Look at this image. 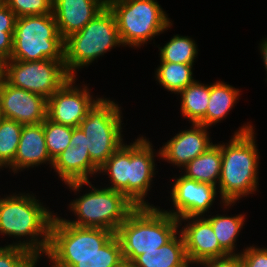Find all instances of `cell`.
I'll list each match as a JSON object with an SVG mask.
<instances>
[{
    "label": "cell",
    "mask_w": 267,
    "mask_h": 267,
    "mask_svg": "<svg viewBox=\"0 0 267 267\" xmlns=\"http://www.w3.org/2000/svg\"><path fill=\"white\" fill-rule=\"evenodd\" d=\"M40 201L29 192H15L0 198V235L18 238L19 241L16 239L7 246L22 247L38 259L48 250L50 228L55 216Z\"/></svg>",
    "instance_id": "obj_2"
},
{
    "label": "cell",
    "mask_w": 267,
    "mask_h": 267,
    "mask_svg": "<svg viewBox=\"0 0 267 267\" xmlns=\"http://www.w3.org/2000/svg\"><path fill=\"white\" fill-rule=\"evenodd\" d=\"M23 124L9 118L0 123V169L9 168L15 158Z\"/></svg>",
    "instance_id": "obj_29"
},
{
    "label": "cell",
    "mask_w": 267,
    "mask_h": 267,
    "mask_svg": "<svg viewBox=\"0 0 267 267\" xmlns=\"http://www.w3.org/2000/svg\"><path fill=\"white\" fill-rule=\"evenodd\" d=\"M75 80L77 77H71L47 99V118L54 123L73 128L79 127L88 111L101 98H93L91 89L85 84L78 87Z\"/></svg>",
    "instance_id": "obj_11"
},
{
    "label": "cell",
    "mask_w": 267,
    "mask_h": 267,
    "mask_svg": "<svg viewBox=\"0 0 267 267\" xmlns=\"http://www.w3.org/2000/svg\"><path fill=\"white\" fill-rule=\"evenodd\" d=\"M251 122L240 126L228 143H221L222 166L217 189L227 210L242 197L255 194L259 180V153Z\"/></svg>",
    "instance_id": "obj_1"
},
{
    "label": "cell",
    "mask_w": 267,
    "mask_h": 267,
    "mask_svg": "<svg viewBox=\"0 0 267 267\" xmlns=\"http://www.w3.org/2000/svg\"><path fill=\"white\" fill-rule=\"evenodd\" d=\"M178 220L181 226L179 231L183 236L186 256L191 267L204 260L229 255L220 246L211 223L204 216L184 217Z\"/></svg>",
    "instance_id": "obj_14"
},
{
    "label": "cell",
    "mask_w": 267,
    "mask_h": 267,
    "mask_svg": "<svg viewBox=\"0 0 267 267\" xmlns=\"http://www.w3.org/2000/svg\"><path fill=\"white\" fill-rule=\"evenodd\" d=\"M4 3V0H0V6Z\"/></svg>",
    "instance_id": "obj_41"
},
{
    "label": "cell",
    "mask_w": 267,
    "mask_h": 267,
    "mask_svg": "<svg viewBox=\"0 0 267 267\" xmlns=\"http://www.w3.org/2000/svg\"><path fill=\"white\" fill-rule=\"evenodd\" d=\"M121 115L119 104L110 98H100L79 127L73 128L70 146L88 150L91 161L100 168L125 143Z\"/></svg>",
    "instance_id": "obj_3"
},
{
    "label": "cell",
    "mask_w": 267,
    "mask_h": 267,
    "mask_svg": "<svg viewBox=\"0 0 267 267\" xmlns=\"http://www.w3.org/2000/svg\"><path fill=\"white\" fill-rule=\"evenodd\" d=\"M260 43H259V50L261 53V58H263L265 70L267 71V38H265L264 40L262 39V41Z\"/></svg>",
    "instance_id": "obj_37"
},
{
    "label": "cell",
    "mask_w": 267,
    "mask_h": 267,
    "mask_svg": "<svg viewBox=\"0 0 267 267\" xmlns=\"http://www.w3.org/2000/svg\"><path fill=\"white\" fill-rule=\"evenodd\" d=\"M115 267H135L133 262L127 261V260H122L117 266Z\"/></svg>",
    "instance_id": "obj_38"
},
{
    "label": "cell",
    "mask_w": 267,
    "mask_h": 267,
    "mask_svg": "<svg viewBox=\"0 0 267 267\" xmlns=\"http://www.w3.org/2000/svg\"><path fill=\"white\" fill-rule=\"evenodd\" d=\"M115 232L101 228L77 227L63 217L54 216L50 228V241L45 256L95 255Z\"/></svg>",
    "instance_id": "obj_10"
},
{
    "label": "cell",
    "mask_w": 267,
    "mask_h": 267,
    "mask_svg": "<svg viewBox=\"0 0 267 267\" xmlns=\"http://www.w3.org/2000/svg\"><path fill=\"white\" fill-rule=\"evenodd\" d=\"M17 16L3 3L0 6V52L9 59L13 50V31L15 29Z\"/></svg>",
    "instance_id": "obj_32"
},
{
    "label": "cell",
    "mask_w": 267,
    "mask_h": 267,
    "mask_svg": "<svg viewBox=\"0 0 267 267\" xmlns=\"http://www.w3.org/2000/svg\"><path fill=\"white\" fill-rule=\"evenodd\" d=\"M53 165L46 147L43 123L23 125L20 142L10 172L18 173L40 165Z\"/></svg>",
    "instance_id": "obj_18"
},
{
    "label": "cell",
    "mask_w": 267,
    "mask_h": 267,
    "mask_svg": "<svg viewBox=\"0 0 267 267\" xmlns=\"http://www.w3.org/2000/svg\"><path fill=\"white\" fill-rule=\"evenodd\" d=\"M0 106L4 118L23 125L43 123L47 118V99L41 95L0 83Z\"/></svg>",
    "instance_id": "obj_15"
},
{
    "label": "cell",
    "mask_w": 267,
    "mask_h": 267,
    "mask_svg": "<svg viewBox=\"0 0 267 267\" xmlns=\"http://www.w3.org/2000/svg\"><path fill=\"white\" fill-rule=\"evenodd\" d=\"M71 77L64 60L20 61L9 59L5 81L13 87L25 89L48 99Z\"/></svg>",
    "instance_id": "obj_9"
},
{
    "label": "cell",
    "mask_w": 267,
    "mask_h": 267,
    "mask_svg": "<svg viewBox=\"0 0 267 267\" xmlns=\"http://www.w3.org/2000/svg\"><path fill=\"white\" fill-rule=\"evenodd\" d=\"M179 220L155 206L136 207L115 233L123 259L133 262L138 256L160 248L179 232Z\"/></svg>",
    "instance_id": "obj_4"
},
{
    "label": "cell",
    "mask_w": 267,
    "mask_h": 267,
    "mask_svg": "<svg viewBox=\"0 0 267 267\" xmlns=\"http://www.w3.org/2000/svg\"><path fill=\"white\" fill-rule=\"evenodd\" d=\"M208 129L202 124L192 123L189 129L181 130L159 147L160 159L179 168L185 167L213 145Z\"/></svg>",
    "instance_id": "obj_16"
},
{
    "label": "cell",
    "mask_w": 267,
    "mask_h": 267,
    "mask_svg": "<svg viewBox=\"0 0 267 267\" xmlns=\"http://www.w3.org/2000/svg\"><path fill=\"white\" fill-rule=\"evenodd\" d=\"M170 189L172 210H164L174 218L204 216L215 202L218 194L217 186L197 182L183 175L173 179Z\"/></svg>",
    "instance_id": "obj_13"
},
{
    "label": "cell",
    "mask_w": 267,
    "mask_h": 267,
    "mask_svg": "<svg viewBox=\"0 0 267 267\" xmlns=\"http://www.w3.org/2000/svg\"><path fill=\"white\" fill-rule=\"evenodd\" d=\"M45 141L50 158L54 161L68 146L73 127L52 122L48 118L43 122Z\"/></svg>",
    "instance_id": "obj_30"
},
{
    "label": "cell",
    "mask_w": 267,
    "mask_h": 267,
    "mask_svg": "<svg viewBox=\"0 0 267 267\" xmlns=\"http://www.w3.org/2000/svg\"><path fill=\"white\" fill-rule=\"evenodd\" d=\"M107 175L109 189L122 192L129 199V145L124 143L99 168L98 174Z\"/></svg>",
    "instance_id": "obj_25"
},
{
    "label": "cell",
    "mask_w": 267,
    "mask_h": 267,
    "mask_svg": "<svg viewBox=\"0 0 267 267\" xmlns=\"http://www.w3.org/2000/svg\"><path fill=\"white\" fill-rule=\"evenodd\" d=\"M52 13L63 40L79 32L106 6L101 0H53Z\"/></svg>",
    "instance_id": "obj_17"
},
{
    "label": "cell",
    "mask_w": 267,
    "mask_h": 267,
    "mask_svg": "<svg viewBox=\"0 0 267 267\" xmlns=\"http://www.w3.org/2000/svg\"><path fill=\"white\" fill-rule=\"evenodd\" d=\"M101 1L105 6H109L113 2H116V1H119V0H101Z\"/></svg>",
    "instance_id": "obj_39"
},
{
    "label": "cell",
    "mask_w": 267,
    "mask_h": 267,
    "mask_svg": "<svg viewBox=\"0 0 267 267\" xmlns=\"http://www.w3.org/2000/svg\"><path fill=\"white\" fill-rule=\"evenodd\" d=\"M213 228V231L219 241L220 246L228 253V254H240L237 253L236 249V241L240 235L241 229L244 226L245 214H237L234 216H224L223 214L216 215H204ZM236 243V244H235Z\"/></svg>",
    "instance_id": "obj_26"
},
{
    "label": "cell",
    "mask_w": 267,
    "mask_h": 267,
    "mask_svg": "<svg viewBox=\"0 0 267 267\" xmlns=\"http://www.w3.org/2000/svg\"><path fill=\"white\" fill-rule=\"evenodd\" d=\"M39 259L17 246H0V267H36Z\"/></svg>",
    "instance_id": "obj_31"
},
{
    "label": "cell",
    "mask_w": 267,
    "mask_h": 267,
    "mask_svg": "<svg viewBox=\"0 0 267 267\" xmlns=\"http://www.w3.org/2000/svg\"><path fill=\"white\" fill-rule=\"evenodd\" d=\"M154 74L161 87L174 94L195 81L191 64L160 62Z\"/></svg>",
    "instance_id": "obj_27"
},
{
    "label": "cell",
    "mask_w": 267,
    "mask_h": 267,
    "mask_svg": "<svg viewBox=\"0 0 267 267\" xmlns=\"http://www.w3.org/2000/svg\"><path fill=\"white\" fill-rule=\"evenodd\" d=\"M3 118H4L3 117V113H2V110H1V106H0V123H1V121H2Z\"/></svg>",
    "instance_id": "obj_40"
},
{
    "label": "cell",
    "mask_w": 267,
    "mask_h": 267,
    "mask_svg": "<svg viewBox=\"0 0 267 267\" xmlns=\"http://www.w3.org/2000/svg\"><path fill=\"white\" fill-rule=\"evenodd\" d=\"M12 36V60H64V40L53 13L17 18Z\"/></svg>",
    "instance_id": "obj_8"
},
{
    "label": "cell",
    "mask_w": 267,
    "mask_h": 267,
    "mask_svg": "<svg viewBox=\"0 0 267 267\" xmlns=\"http://www.w3.org/2000/svg\"><path fill=\"white\" fill-rule=\"evenodd\" d=\"M221 166V143H215L201 155L190 161L181 171L184 170L183 176L189 179L218 186Z\"/></svg>",
    "instance_id": "obj_22"
},
{
    "label": "cell",
    "mask_w": 267,
    "mask_h": 267,
    "mask_svg": "<svg viewBox=\"0 0 267 267\" xmlns=\"http://www.w3.org/2000/svg\"><path fill=\"white\" fill-rule=\"evenodd\" d=\"M196 43L189 36L173 35L164 46H158L160 62L194 65V60L198 56L199 51Z\"/></svg>",
    "instance_id": "obj_28"
},
{
    "label": "cell",
    "mask_w": 267,
    "mask_h": 267,
    "mask_svg": "<svg viewBox=\"0 0 267 267\" xmlns=\"http://www.w3.org/2000/svg\"><path fill=\"white\" fill-rule=\"evenodd\" d=\"M243 267H267V248L247 246L239 252Z\"/></svg>",
    "instance_id": "obj_34"
},
{
    "label": "cell",
    "mask_w": 267,
    "mask_h": 267,
    "mask_svg": "<svg viewBox=\"0 0 267 267\" xmlns=\"http://www.w3.org/2000/svg\"><path fill=\"white\" fill-rule=\"evenodd\" d=\"M9 58L0 52V83L6 79Z\"/></svg>",
    "instance_id": "obj_36"
},
{
    "label": "cell",
    "mask_w": 267,
    "mask_h": 267,
    "mask_svg": "<svg viewBox=\"0 0 267 267\" xmlns=\"http://www.w3.org/2000/svg\"><path fill=\"white\" fill-rule=\"evenodd\" d=\"M201 267H243L240 254H229L224 257L208 259L196 263Z\"/></svg>",
    "instance_id": "obj_35"
},
{
    "label": "cell",
    "mask_w": 267,
    "mask_h": 267,
    "mask_svg": "<svg viewBox=\"0 0 267 267\" xmlns=\"http://www.w3.org/2000/svg\"><path fill=\"white\" fill-rule=\"evenodd\" d=\"M74 193H80L83 186L90 190L69 204L70 212L76 220L63 218L67 223L84 228H101L117 232L119 226L128 215L137 207L122 192L108 187H94L91 181L72 182L65 184Z\"/></svg>",
    "instance_id": "obj_5"
},
{
    "label": "cell",
    "mask_w": 267,
    "mask_h": 267,
    "mask_svg": "<svg viewBox=\"0 0 267 267\" xmlns=\"http://www.w3.org/2000/svg\"><path fill=\"white\" fill-rule=\"evenodd\" d=\"M50 267H115L122 260V247L115 234L95 255L89 256H46Z\"/></svg>",
    "instance_id": "obj_20"
},
{
    "label": "cell",
    "mask_w": 267,
    "mask_h": 267,
    "mask_svg": "<svg viewBox=\"0 0 267 267\" xmlns=\"http://www.w3.org/2000/svg\"><path fill=\"white\" fill-rule=\"evenodd\" d=\"M157 152L146 136H139L129 144V200L137 207L154 206L150 205L145 197L151 190L152 179L158 172L155 171L154 154L160 157V150Z\"/></svg>",
    "instance_id": "obj_12"
},
{
    "label": "cell",
    "mask_w": 267,
    "mask_h": 267,
    "mask_svg": "<svg viewBox=\"0 0 267 267\" xmlns=\"http://www.w3.org/2000/svg\"><path fill=\"white\" fill-rule=\"evenodd\" d=\"M241 89L226 82L216 81L210 84V97L206 112V127H212L226 119L228 112L235 106L240 97Z\"/></svg>",
    "instance_id": "obj_23"
},
{
    "label": "cell",
    "mask_w": 267,
    "mask_h": 267,
    "mask_svg": "<svg viewBox=\"0 0 267 267\" xmlns=\"http://www.w3.org/2000/svg\"><path fill=\"white\" fill-rule=\"evenodd\" d=\"M108 7L124 47L140 48L173 24L157 0H119Z\"/></svg>",
    "instance_id": "obj_7"
},
{
    "label": "cell",
    "mask_w": 267,
    "mask_h": 267,
    "mask_svg": "<svg viewBox=\"0 0 267 267\" xmlns=\"http://www.w3.org/2000/svg\"><path fill=\"white\" fill-rule=\"evenodd\" d=\"M52 2L53 0H4L17 18L52 13Z\"/></svg>",
    "instance_id": "obj_33"
},
{
    "label": "cell",
    "mask_w": 267,
    "mask_h": 267,
    "mask_svg": "<svg viewBox=\"0 0 267 267\" xmlns=\"http://www.w3.org/2000/svg\"><path fill=\"white\" fill-rule=\"evenodd\" d=\"M122 46L116 19L108 6L82 30L64 40V63L72 77L111 49ZM78 69V70H77Z\"/></svg>",
    "instance_id": "obj_6"
},
{
    "label": "cell",
    "mask_w": 267,
    "mask_h": 267,
    "mask_svg": "<svg viewBox=\"0 0 267 267\" xmlns=\"http://www.w3.org/2000/svg\"><path fill=\"white\" fill-rule=\"evenodd\" d=\"M135 267H190L180 231L166 244L138 256Z\"/></svg>",
    "instance_id": "obj_21"
},
{
    "label": "cell",
    "mask_w": 267,
    "mask_h": 267,
    "mask_svg": "<svg viewBox=\"0 0 267 267\" xmlns=\"http://www.w3.org/2000/svg\"><path fill=\"white\" fill-rule=\"evenodd\" d=\"M52 168L65 184L89 181L98 175L99 168L91 161L89 151L78 146H68L54 161Z\"/></svg>",
    "instance_id": "obj_19"
},
{
    "label": "cell",
    "mask_w": 267,
    "mask_h": 267,
    "mask_svg": "<svg viewBox=\"0 0 267 267\" xmlns=\"http://www.w3.org/2000/svg\"><path fill=\"white\" fill-rule=\"evenodd\" d=\"M178 95L181 97V114L189 123L206 127V112L210 97V85L195 80Z\"/></svg>",
    "instance_id": "obj_24"
}]
</instances>
